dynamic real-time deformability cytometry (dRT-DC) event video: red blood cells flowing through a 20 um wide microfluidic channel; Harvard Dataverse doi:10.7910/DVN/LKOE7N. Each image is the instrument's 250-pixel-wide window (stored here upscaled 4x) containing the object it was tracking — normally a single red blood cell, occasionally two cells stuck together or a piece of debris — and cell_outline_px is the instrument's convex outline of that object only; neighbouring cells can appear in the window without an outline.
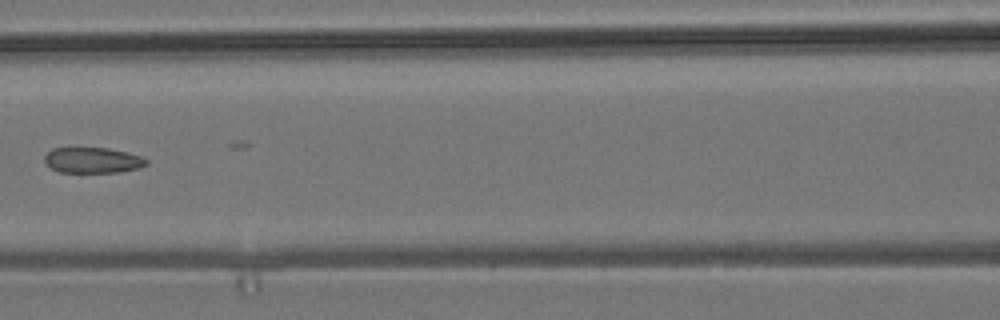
{"species": "common noctule bat (a hibernating species)", "species_latin": "Nyctalus noctula", "temperature_condition": "room temperature", "stored_images_in_passage": 9, "camera_frame_rate_fps": 3000, "um_per_image_px": 0.085, "animal": {"sex": "male", "body_mass_g": 19.2, "forearm_length_mm": 51.8}, "frame": {"image": 1, "passage_image": 6, "time_ms": 6.667, "image_size_px": [1000, 320], "cell_outline_px": [[148, 164], [140, 168], [120, 172], [60, 172], [52, 168], [44, 160], [44, 156], [52, 148], [72, 144], [76, 144], [108, 148], [128, 152], [140, 156], [148, 160]], "centroid_in_image_um": [7.84, 13.55], "position_along_channel_um": 158.8, "area_um2": 16.07}}
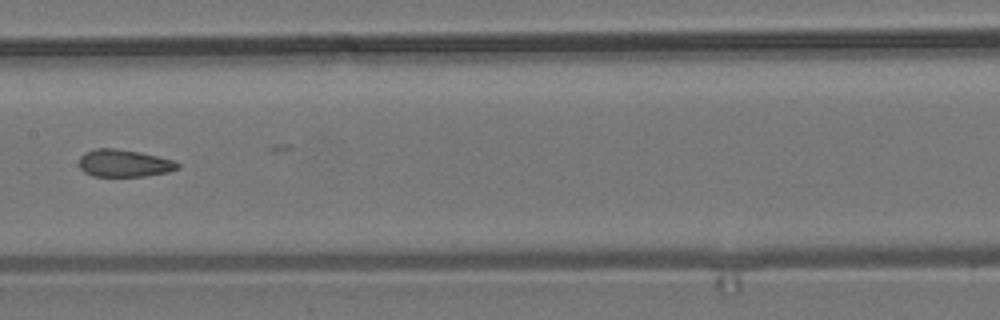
{"frame": {"image": 2, "passage_image": 7, "time_ms": 7.667, "image_size_px": [1000, 320], "cell_outline_px": [[180, 168], [168, 172], [144, 176], [92, 176], [84, 172], [80, 168], [80, 156], [84, 152], [96, 148], [116, 148], [140, 152], [176, 160], [180, 164]], "centroid_in_image_um": [10.57, 13.87], "position_along_channel_um": 196.8, "area_um2": 15.9}}